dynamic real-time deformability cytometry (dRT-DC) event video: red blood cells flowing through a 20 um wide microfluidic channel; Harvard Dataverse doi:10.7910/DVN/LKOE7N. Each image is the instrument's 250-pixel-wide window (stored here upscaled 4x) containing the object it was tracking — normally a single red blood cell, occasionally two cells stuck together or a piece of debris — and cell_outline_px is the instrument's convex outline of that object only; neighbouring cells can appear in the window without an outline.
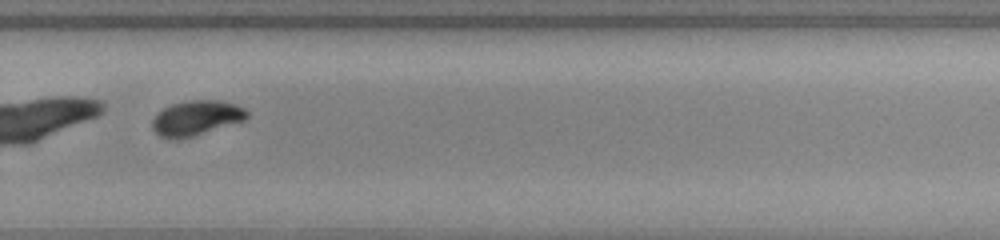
{"species": "common noctule bat (a hibernating species)", "species_latin": "Nyctalus noctula", "temperature_condition": "warm", "stored_images_in_passage": 53, "camera_frame_rate_fps": 3000, "um_per_image_px": 0.085, "animal": {"sex": "female", "body_mass_g": 23.0, "forearm_length_mm": 53.4}, "frame": {"image": 1, "passage_image": 37, "time_ms": 12.0, "image_size_px": [1000, 240], "cell_outline_px": [[248, 116], [244, 120], [180, 140], [168, 140], [160, 136], [152, 128], [152, 120], [164, 108], [172, 104], [188, 100], [220, 100], [236, 104], [244, 108], [248, 112]], "centroid_in_image_um": [16.67, 10.04], "position_along_channel_um": 313.1, "area_um2": 19.25}, "authors_computed_cell_mechanics": {"area_um2": 20.808, "velocity_mm_per_s": 3.8436, "shape_relaxation_time_tau1_ms": 2.6585, "shape_relaxation_time_tau2_ms": 1.5478, "deformation_change_tau1": 0.1352, "deformation_change_tau2": 0.0388}}